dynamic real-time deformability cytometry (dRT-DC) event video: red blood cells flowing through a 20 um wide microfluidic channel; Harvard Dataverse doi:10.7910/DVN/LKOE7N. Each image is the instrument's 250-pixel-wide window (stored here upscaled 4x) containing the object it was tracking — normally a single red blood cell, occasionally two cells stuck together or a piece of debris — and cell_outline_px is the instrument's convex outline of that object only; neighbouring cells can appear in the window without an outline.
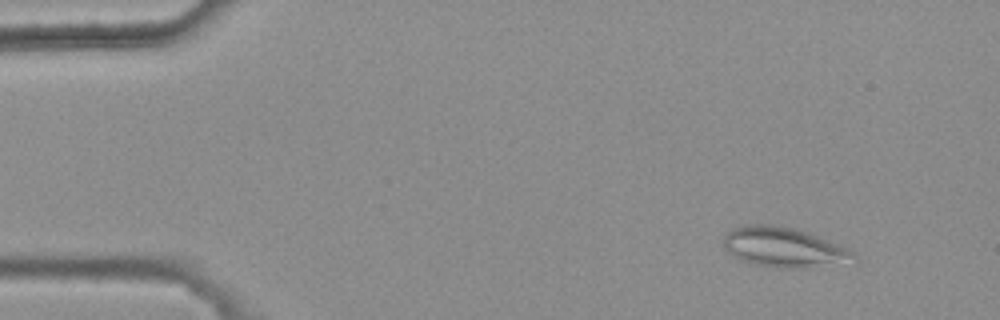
{"species": "common noctule bat (a hibernating species)", "species_latin": "Nyctalus noctula", "temperature_condition": "warm", "stored_images_in_passage": 5, "camera_frame_rate_fps": 3000, "um_per_image_px": 0.085, "animal": {"sex": "female", "body_mass_g": 25.1}, "frame": {"image": 1, "passage_image": 2, "time_ms": 0.333, "image_size_px": [1000, 320], "cell_outline_px": [[856, 256], [812, 268], [776, 268], [752, 264], [740, 260], [732, 256], [724, 248], [724, 236], [732, 228], [744, 224], [772, 224], [796, 228], [840, 244], [856, 252]], "centroid_in_image_um": [66.52, 20.99], "position_along_channel_um": 18.5, "area_um2": 30.11}}